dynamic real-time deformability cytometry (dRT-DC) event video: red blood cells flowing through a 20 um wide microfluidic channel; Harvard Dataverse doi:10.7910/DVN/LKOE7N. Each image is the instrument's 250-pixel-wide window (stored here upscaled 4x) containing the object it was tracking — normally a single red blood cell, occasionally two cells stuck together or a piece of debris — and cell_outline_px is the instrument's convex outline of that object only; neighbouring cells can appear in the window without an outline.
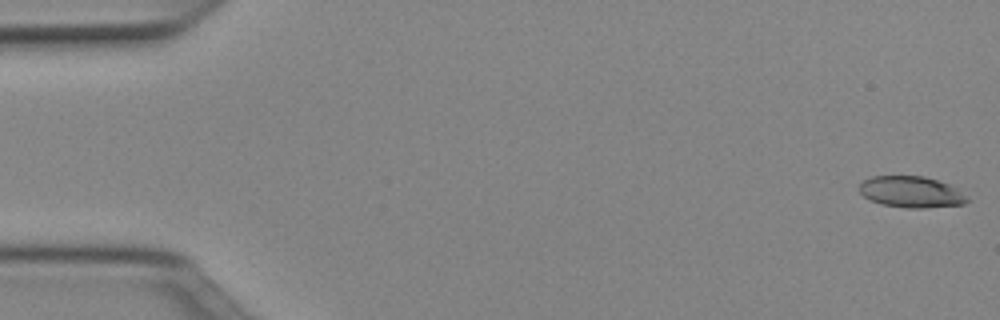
{"species": "Egyptian fruit bat (a non-hibernating species)", "species_latin": "Rousettus aegyptiacus", "temperature_condition": "cold", "stored_images_in_passage": 51, "camera_frame_rate_fps": 3000, "um_per_image_px": 0.085, "animal": {"sex": "female"}, "frame": {"image": 1, "passage_image": 1, "time_ms": 0.0, "image_size_px": [1000, 320], "cell_outline_px": [[972, 200], [964, 204], [924, 208], [908, 208], [880, 204], [864, 196], [860, 192], [860, 184], [864, 180], [872, 176], [924, 176], [948, 184], [956, 188]], "centroid_in_image_um": [77.48, 16.32], "position_along_channel_um": 7.5, "area_um2": 19.59}}
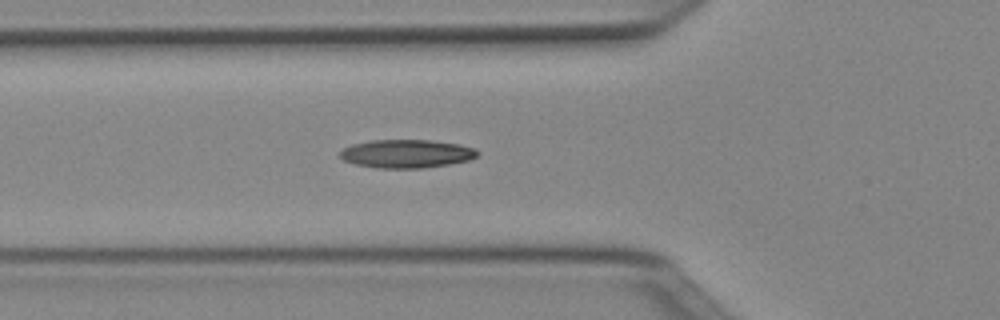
{"frame": {"image": 2, "passage_image": 18, "time_ms": 5.667, "image_size_px": [1000, 320], "cell_outline_px": [[480, 152], [476, 156], [468, 160], [448, 164], [420, 168], [376, 168], [356, 164], [344, 160], [340, 156], [340, 152], [344, 148], [352, 144], [372, 140], [428, 140], [460, 144], [476, 148]], "centroid_in_image_um": [34.57, 13.06], "position_along_channel_um": 91.2, "area_um2": 22.6}}
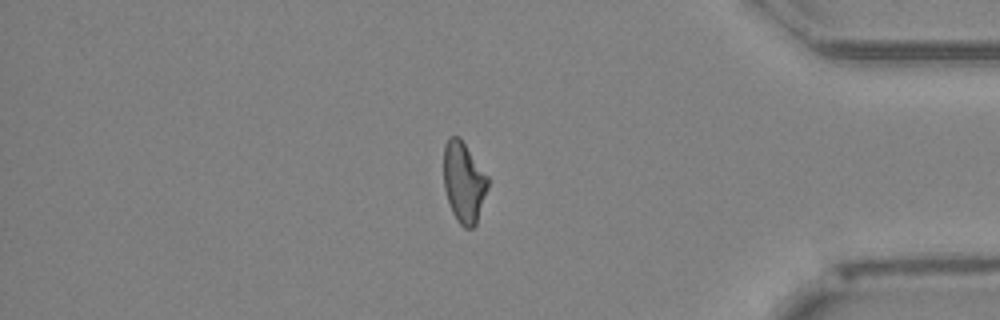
{"frame": {"image": 3, "passage_image": 43, "time_ms": 14.0, "image_size_px": [1000, 320], "cell_outline_px": [[488, 188], [476, 224], [472, 228], [464, 228], [456, 220], [452, 212], [444, 188], [444, 144], [452, 136], [460, 136], [488, 176]], "centroid_in_image_um": [39.43, 15.48], "position_along_channel_um": 395.8, "area_um2": 20.81}, "authors_computed_cell_mechanics": {"area_um2": 21.097, "velocity_mm_per_s": 3.9994, "shape_relaxation_time_tau1_ms": null, "shape_relaxation_time_tau2_ms": 5.1753, "deformation_change_tau1": null, "deformation_change_tau2": 0.1305}}